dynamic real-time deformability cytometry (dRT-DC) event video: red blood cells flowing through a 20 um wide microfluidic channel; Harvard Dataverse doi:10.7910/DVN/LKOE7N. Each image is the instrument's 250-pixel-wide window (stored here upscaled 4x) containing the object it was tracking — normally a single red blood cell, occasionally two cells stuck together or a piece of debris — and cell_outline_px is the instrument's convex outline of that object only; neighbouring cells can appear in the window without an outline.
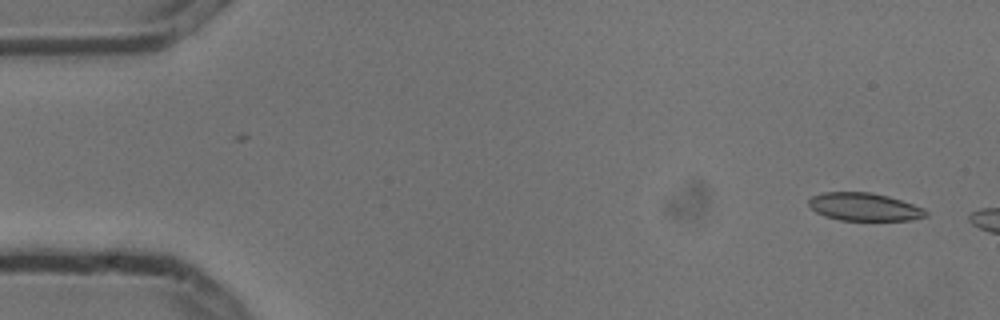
{"species": "common noctule bat (a hibernating species)", "species_latin": "Nyctalus noctula", "temperature_condition": "cold", "stored_images_in_passage": 4, "segment_of_instrument_passage": [2, 2], "camera_frame_rate_fps": 3000, "um_per_image_px": 0.085, "animal": {"sex": "male", "body_mass_g": 13.3}, "frame": {"image": 1, "passage_image": 4, "time_ms": 1.0, "image_size_px": [1000, 320], "cell_outline_px": [[928, 216], [912, 220], [840, 220], [824, 216], [816, 212], [808, 204], [808, 200], [812, 196], [824, 192], [868, 192], [888, 196], [924, 208], [928, 212]], "centroid_in_image_um": [73.46, 17.59], "position_along_channel_um": 11.5, "area_um2": 19.02}}